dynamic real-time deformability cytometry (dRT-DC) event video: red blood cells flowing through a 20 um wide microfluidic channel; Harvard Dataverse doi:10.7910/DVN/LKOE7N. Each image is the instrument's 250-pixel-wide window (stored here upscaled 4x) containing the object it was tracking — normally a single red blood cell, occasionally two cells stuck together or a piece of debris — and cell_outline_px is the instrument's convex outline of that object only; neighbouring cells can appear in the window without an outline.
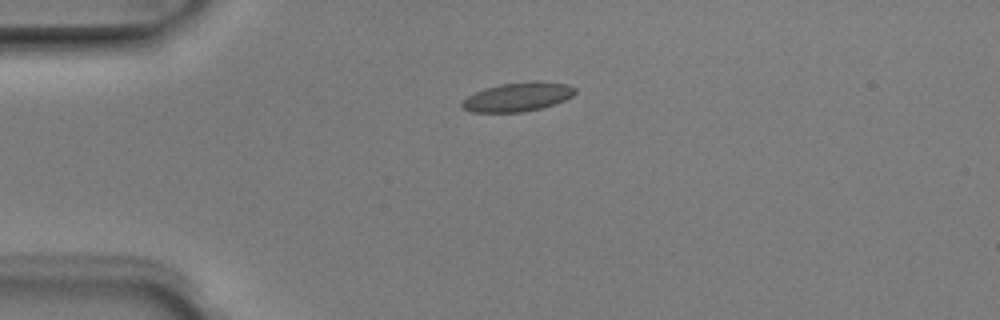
{"species": "Egyptian fruit bat (a non-hibernating species)", "species_latin": "Rousettus aegyptiacus", "temperature_condition": "room temperature", "stored_images_in_passage": 3, "camera_frame_rate_fps": 3000, "um_per_image_px": 0.085, "animal": {"sex": "male"}, "frame": {"image": 1, "passage_image": 1, "time_ms": 0.0, "image_size_px": [1000, 320], "cell_outline_px": [[576, 92], [572, 96], [564, 100], [540, 108], [520, 112], [472, 112], [464, 108], [460, 104], [468, 96], [476, 92], [500, 84], [532, 80], [536, 80], [568, 84], [576, 88]], "centroid_in_image_um": [44.04, 8.22], "position_along_channel_um": 41.0, "area_um2": 18.9}}
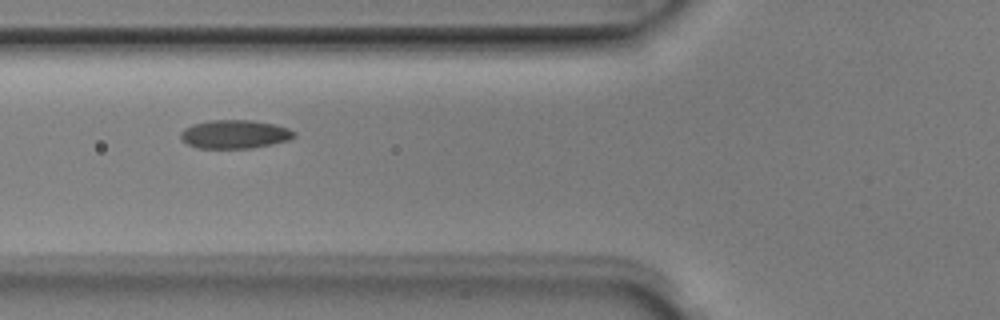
{"frame": {"image": 2, "passage_image": 3, "time_ms": 0.667, "image_size_px": [1000, 320], "cell_outline_px": [[296, 136], [288, 140], [272, 144], [252, 148], [196, 148], [180, 140], [180, 132], [184, 128], [192, 124], [208, 120], [252, 120], [276, 124], [288, 128], [296, 132]], "centroid_in_image_um": [19.93, 11.4], "position_along_channel_um": 105.9, "area_um2": 19.13}}